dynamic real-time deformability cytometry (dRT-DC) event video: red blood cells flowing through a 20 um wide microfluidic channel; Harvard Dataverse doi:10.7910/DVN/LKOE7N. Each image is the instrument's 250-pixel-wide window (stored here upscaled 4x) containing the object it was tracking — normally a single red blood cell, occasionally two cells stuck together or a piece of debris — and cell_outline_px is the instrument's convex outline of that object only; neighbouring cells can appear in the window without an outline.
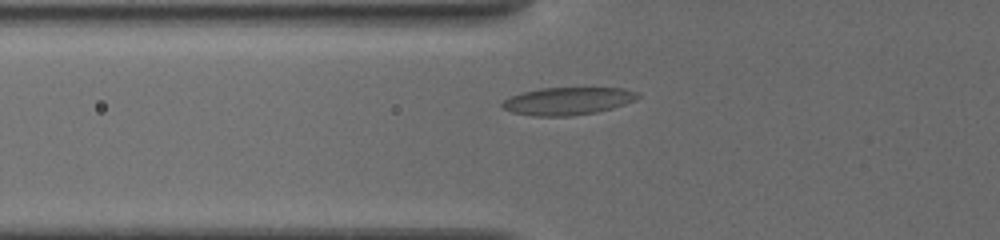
{"species": "common noctule bat (a hibernating species)", "species_latin": "Nyctalus noctula", "temperature_condition": "cold", "stored_images_in_passage": 21, "camera_frame_rate_fps": 3000, "um_per_image_px": 0.085, "animal": {"sex": "female", "body_mass_g": 19.5, "forearm_length_mm": 54.1}, "frame": {"image": 1, "passage_image": 2, "time_ms": 0.333, "image_size_px": [1000, 240], "cell_outline_px": [[640, 96], [636, 100], [612, 108], [596, 112], [568, 116], [536, 116], [512, 112], [504, 108], [500, 104], [504, 100], [512, 96], [524, 92], [540, 88], [624, 88], [636, 92]], "centroid_in_image_um": [48.27, 8.59], "position_along_channel_um": 77.5, "area_um2": 21.56}}
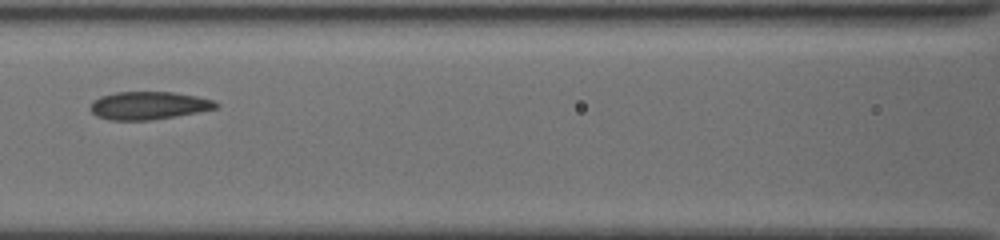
{"frame": {"image": 2, "passage_image": 14, "time_ms": 2.333, "image_size_px": [1000, 240], "cell_outline_px": [[220, 104], [216, 108], [200, 112], [152, 120], [112, 120], [96, 116], [88, 108], [92, 100], [100, 96], [116, 92], [172, 92], [196, 96], [216, 100]], "centroid_in_image_um": [12.63, 8.97], "position_along_channel_um": 154.0, "area_um2": 20.63}}
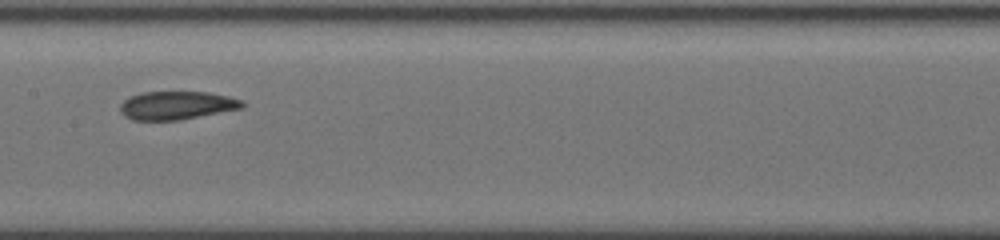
{"frame": {"image": 3, "passage_image": 19, "time_ms": 3.333, "image_size_px": [1000, 240], "cell_outline_px": [[244, 108], [180, 120], [132, 120], [124, 116], [120, 112], [120, 104], [128, 96], [144, 92], [208, 92], [228, 96], [244, 100]], "centroid_in_image_um": [15.02, 8.96], "position_along_channel_um": 192.4, "area_um2": 20.35}}